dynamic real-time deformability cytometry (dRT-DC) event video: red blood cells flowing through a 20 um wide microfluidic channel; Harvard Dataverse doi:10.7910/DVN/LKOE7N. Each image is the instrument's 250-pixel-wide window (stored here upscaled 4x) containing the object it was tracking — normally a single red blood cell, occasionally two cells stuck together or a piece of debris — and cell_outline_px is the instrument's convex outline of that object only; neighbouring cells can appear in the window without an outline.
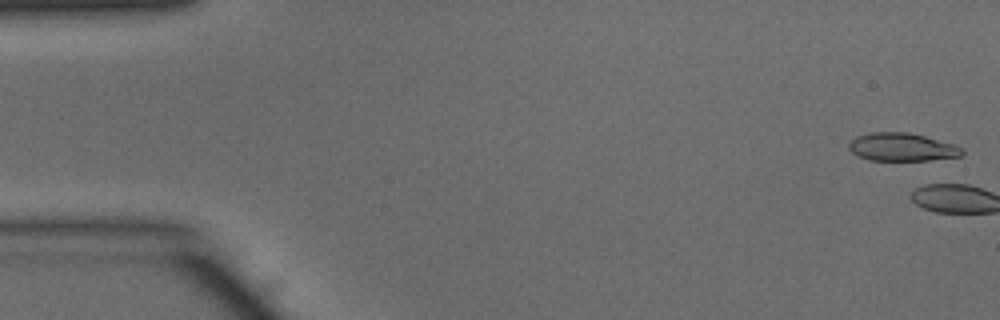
{"species": "common noctule bat (a hibernating species)", "species_latin": "Nyctalus noctula", "temperature_condition": "warm", "stored_images_in_passage": 3, "camera_frame_rate_fps": 3000, "um_per_image_px": 0.085, "animal": {"sex": "male", "body_mass_g": 15.6}, "frame": {"image": 1, "passage_image": 1, "time_ms": 0.0, "image_size_px": [1000, 320], "cell_outline_px": [[964, 152], [960, 156], [928, 160], [868, 160], [852, 152], [848, 148], [848, 144], [856, 136], [872, 132], [908, 132], [956, 144], [964, 148]], "centroid_in_image_um": [76.69, 12.49], "position_along_channel_um": 8.3, "area_um2": 18.5}}